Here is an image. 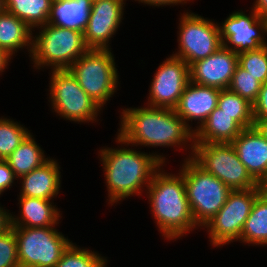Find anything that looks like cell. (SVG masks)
I'll use <instances>...</instances> for the list:
<instances>
[{
    "instance_id": "obj_21",
    "label": "cell",
    "mask_w": 267,
    "mask_h": 267,
    "mask_svg": "<svg viewBox=\"0 0 267 267\" xmlns=\"http://www.w3.org/2000/svg\"><path fill=\"white\" fill-rule=\"evenodd\" d=\"M92 8V0H53L48 24L84 33Z\"/></svg>"
},
{
    "instance_id": "obj_28",
    "label": "cell",
    "mask_w": 267,
    "mask_h": 267,
    "mask_svg": "<svg viewBox=\"0 0 267 267\" xmlns=\"http://www.w3.org/2000/svg\"><path fill=\"white\" fill-rule=\"evenodd\" d=\"M30 133L14 119L0 117V160H6Z\"/></svg>"
},
{
    "instance_id": "obj_37",
    "label": "cell",
    "mask_w": 267,
    "mask_h": 267,
    "mask_svg": "<svg viewBox=\"0 0 267 267\" xmlns=\"http://www.w3.org/2000/svg\"><path fill=\"white\" fill-rule=\"evenodd\" d=\"M254 127L267 140V118L266 119H254Z\"/></svg>"
},
{
    "instance_id": "obj_40",
    "label": "cell",
    "mask_w": 267,
    "mask_h": 267,
    "mask_svg": "<svg viewBox=\"0 0 267 267\" xmlns=\"http://www.w3.org/2000/svg\"><path fill=\"white\" fill-rule=\"evenodd\" d=\"M4 10H5V8H4V0H0V13L2 11H4Z\"/></svg>"
},
{
    "instance_id": "obj_33",
    "label": "cell",
    "mask_w": 267,
    "mask_h": 267,
    "mask_svg": "<svg viewBox=\"0 0 267 267\" xmlns=\"http://www.w3.org/2000/svg\"><path fill=\"white\" fill-rule=\"evenodd\" d=\"M253 118H267V82L262 84L257 100L253 103Z\"/></svg>"
},
{
    "instance_id": "obj_36",
    "label": "cell",
    "mask_w": 267,
    "mask_h": 267,
    "mask_svg": "<svg viewBox=\"0 0 267 267\" xmlns=\"http://www.w3.org/2000/svg\"><path fill=\"white\" fill-rule=\"evenodd\" d=\"M260 17L267 19V0H255L251 7Z\"/></svg>"
},
{
    "instance_id": "obj_23",
    "label": "cell",
    "mask_w": 267,
    "mask_h": 267,
    "mask_svg": "<svg viewBox=\"0 0 267 267\" xmlns=\"http://www.w3.org/2000/svg\"><path fill=\"white\" fill-rule=\"evenodd\" d=\"M33 136L30 132L5 160L18 179L33 169L41 167L50 159L44 155V150L37 144Z\"/></svg>"
},
{
    "instance_id": "obj_2",
    "label": "cell",
    "mask_w": 267,
    "mask_h": 267,
    "mask_svg": "<svg viewBox=\"0 0 267 267\" xmlns=\"http://www.w3.org/2000/svg\"><path fill=\"white\" fill-rule=\"evenodd\" d=\"M115 141L121 145V148L106 146L97 151L104 169L109 206L122 202L126 198L142 195L143 189L147 190L155 172L167 162L163 153L161 155L154 151L149 154L137 151L128 147L129 144L117 135Z\"/></svg>"
},
{
    "instance_id": "obj_5",
    "label": "cell",
    "mask_w": 267,
    "mask_h": 267,
    "mask_svg": "<svg viewBox=\"0 0 267 267\" xmlns=\"http://www.w3.org/2000/svg\"><path fill=\"white\" fill-rule=\"evenodd\" d=\"M180 165L186 195L195 224L201 229L224 206L232 191L217 177L205 172L191 158Z\"/></svg>"
},
{
    "instance_id": "obj_29",
    "label": "cell",
    "mask_w": 267,
    "mask_h": 267,
    "mask_svg": "<svg viewBox=\"0 0 267 267\" xmlns=\"http://www.w3.org/2000/svg\"><path fill=\"white\" fill-rule=\"evenodd\" d=\"M262 83L239 65H237L228 89L242 98L254 103L259 95Z\"/></svg>"
},
{
    "instance_id": "obj_18",
    "label": "cell",
    "mask_w": 267,
    "mask_h": 267,
    "mask_svg": "<svg viewBox=\"0 0 267 267\" xmlns=\"http://www.w3.org/2000/svg\"><path fill=\"white\" fill-rule=\"evenodd\" d=\"M60 165L56 159H49L41 167L33 169L30 173L21 176L19 196L56 199L61 188Z\"/></svg>"
},
{
    "instance_id": "obj_20",
    "label": "cell",
    "mask_w": 267,
    "mask_h": 267,
    "mask_svg": "<svg viewBox=\"0 0 267 267\" xmlns=\"http://www.w3.org/2000/svg\"><path fill=\"white\" fill-rule=\"evenodd\" d=\"M243 129L231 115L216 107L194 131V143H231Z\"/></svg>"
},
{
    "instance_id": "obj_31",
    "label": "cell",
    "mask_w": 267,
    "mask_h": 267,
    "mask_svg": "<svg viewBox=\"0 0 267 267\" xmlns=\"http://www.w3.org/2000/svg\"><path fill=\"white\" fill-rule=\"evenodd\" d=\"M0 267H20L13 227L0 234Z\"/></svg>"
},
{
    "instance_id": "obj_19",
    "label": "cell",
    "mask_w": 267,
    "mask_h": 267,
    "mask_svg": "<svg viewBox=\"0 0 267 267\" xmlns=\"http://www.w3.org/2000/svg\"><path fill=\"white\" fill-rule=\"evenodd\" d=\"M54 200L18 196L20 214L11 213V227H55L61 223L59 208L54 206ZM53 202V203H52ZM60 221V222H59Z\"/></svg>"
},
{
    "instance_id": "obj_1",
    "label": "cell",
    "mask_w": 267,
    "mask_h": 267,
    "mask_svg": "<svg viewBox=\"0 0 267 267\" xmlns=\"http://www.w3.org/2000/svg\"><path fill=\"white\" fill-rule=\"evenodd\" d=\"M144 106L121 109L117 136L131 147L135 145L136 147L185 148L190 150L188 158H191L194 149V132L175 110Z\"/></svg>"
},
{
    "instance_id": "obj_11",
    "label": "cell",
    "mask_w": 267,
    "mask_h": 267,
    "mask_svg": "<svg viewBox=\"0 0 267 267\" xmlns=\"http://www.w3.org/2000/svg\"><path fill=\"white\" fill-rule=\"evenodd\" d=\"M179 22L178 49L172 56L183 59L189 66L223 45L217 22L188 10L181 13Z\"/></svg>"
},
{
    "instance_id": "obj_17",
    "label": "cell",
    "mask_w": 267,
    "mask_h": 267,
    "mask_svg": "<svg viewBox=\"0 0 267 267\" xmlns=\"http://www.w3.org/2000/svg\"><path fill=\"white\" fill-rule=\"evenodd\" d=\"M231 144L257 183L267 175V140L254 126L243 129Z\"/></svg>"
},
{
    "instance_id": "obj_24",
    "label": "cell",
    "mask_w": 267,
    "mask_h": 267,
    "mask_svg": "<svg viewBox=\"0 0 267 267\" xmlns=\"http://www.w3.org/2000/svg\"><path fill=\"white\" fill-rule=\"evenodd\" d=\"M53 0H4L6 11L24 21L33 31L47 24Z\"/></svg>"
},
{
    "instance_id": "obj_6",
    "label": "cell",
    "mask_w": 267,
    "mask_h": 267,
    "mask_svg": "<svg viewBox=\"0 0 267 267\" xmlns=\"http://www.w3.org/2000/svg\"><path fill=\"white\" fill-rule=\"evenodd\" d=\"M111 49H88L68 68L80 87L102 109L118 90L119 71Z\"/></svg>"
},
{
    "instance_id": "obj_32",
    "label": "cell",
    "mask_w": 267,
    "mask_h": 267,
    "mask_svg": "<svg viewBox=\"0 0 267 267\" xmlns=\"http://www.w3.org/2000/svg\"><path fill=\"white\" fill-rule=\"evenodd\" d=\"M15 180L18 182V178L9 164L5 160H0V194L2 195L4 191L11 189Z\"/></svg>"
},
{
    "instance_id": "obj_13",
    "label": "cell",
    "mask_w": 267,
    "mask_h": 267,
    "mask_svg": "<svg viewBox=\"0 0 267 267\" xmlns=\"http://www.w3.org/2000/svg\"><path fill=\"white\" fill-rule=\"evenodd\" d=\"M161 63L152 78L146 104L174 109L190 81L189 65L172 55Z\"/></svg>"
},
{
    "instance_id": "obj_26",
    "label": "cell",
    "mask_w": 267,
    "mask_h": 267,
    "mask_svg": "<svg viewBox=\"0 0 267 267\" xmlns=\"http://www.w3.org/2000/svg\"><path fill=\"white\" fill-rule=\"evenodd\" d=\"M217 107L231 115L244 129L254 126L253 104L237 93L229 89H222Z\"/></svg>"
},
{
    "instance_id": "obj_12",
    "label": "cell",
    "mask_w": 267,
    "mask_h": 267,
    "mask_svg": "<svg viewBox=\"0 0 267 267\" xmlns=\"http://www.w3.org/2000/svg\"><path fill=\"white\" fill-rule=\"evenodd\" d=\"M246 11H234L218 23L223 46L237 54L267 46V19L252 8L248 14Z\"/></svg>"
},
{
    "instance_id": "obj_7",
    "label": "cell",
    "mask_w": 267,
    "mask_h": 267,
    "mask_svg": "<svg viewBox=\"0 0 267 267\" xmlns=\"http://www.w3.org/2000/svg\"><path fill=\"white\" fill-rule=\"evenodd\" d=\"M50 74L48 101L56 116L78 124L95 123L103 109L80 87L71 72L51 70Z\"/></svg>"
},
{
    "instance_id": "obj_3",
    "label": "cell",
    "mask_w": 267,
    "mask_h": 267,
    "mask_svg": "<svg viewBox=\"0 0 267 267\" xmlns=\"http://www.w3.org/2000/svg\"><path fill=\"white\" fill-rule=\"evenodd\" d=\"M163 164L153 175L144 192L150 204L156 227L164 239H180L199 229L189 207L183 174L165 172ZM197 228V229H196Z\"/></svg>"
},
{
    "instance_id": "obj_38",
    "label": "cell",
    "mask_w": 267,
    "mask_h": 267,
    "mask_svg": "<svg viewBox=\"0 0 267 267\" xmlns=\"http://www.w3.org/2000/svg\"><path fill=\"white\" fill-rule=\"evenodd\" d=\"M10 60H12V57L0 48V74L5 72V69H8L7 66L11 62Z\"/></svg>"
},
{
    "instance_id": "obj_15",
    "label": "cell",
    "mask_w": 267,
    "mask_h": 267,
    "mask_svg": "<svg viewBox=\"0 0 267 267\" xmlns=\"http://www.w3.org/2000/svg\"><path fill=\"white\" fill-rule=\"evenodd\" d=\"M238 65V54L223 45L210 56L189 66L190 81L218 89H228Z\"/></svg>"
},
{
    "instance_id": "obj_35",
    "label": "cell",
    "mask_w": 267,
    "mask_h": 267,
    "mask_svg": "<svg viewBox=\"0 0 267 267\" xmlns=\"http://www.w3.org/2000/svg\"><path fill=\"white\" fill-rule=\"evenodd\" d=\"M0 204V234L11 227V212Z\"/></svg>"
},
{
    "instance_id": "obj_25",
    "label": "cell",
    "mask_w": 267,
    "mask_h": 267,
    "mask_svg": "<svg viewBox=\"0 0 267 267\" xmlns=\"http://www.w3.org/2000/svg\"><path fill=\"white\" fill-rule=\"evenodd\" d=\"M239 242L248 246H267V200L261 195L253 204Z\"/></svg>"
},
{
    "instance_id": "obj_10",
    "label": "cell",
    "mask_w": 267,
    "mask_h": 267,
    "mask_svg": "<svg viewBox=\"0 0 267 267\" xmlns=\"http://www.w3.org/2000/svg\"><path fill=\"white\" fill-rule=\"evenodd\" d=\"M258 186L247 190H232L224 206L203 227L207 229L213 247H223L239 241L245 222L259 196Z\"/></svg>"
},
{
    "instance_id": "obj_4",
    "label": "cell",
    "mask_w": 267,
    "mask_h": 267,
    "mask_svg": "<svg viewBox=\"0 0 267 267\" xmlns=\"http://www.w3.org/2000/svg\"><path fill=\"white\" fill-rule=\"evenodd\" d=\"M39 29V30H38ZM33 32L31 61L35 69H68L89 48L80 31L45 24Z\"/></svg>"
},
{
    "instance_id": "obj_8",
    "label": "cell",
    "mask_w": 267,
    "mask_h": 267,
    "mask_svg": "<svg viewBox=\"0 0 267 267\" xmlns=\"http://www.w3.org/2000/svg\"><path fill=\"white\" fill-rule=\"evenodd\" d=\"M191 159L231 190L257 187V182L241 163L231 143H194Z\"/></svg>"
},
{
    "instance_id": "obj_34",
    "label": "cell",
    "mask_w": 267,
    "mask_h": 267,
    "mask_svg": "<svg viewBox=\"0 0 267 267\" xmlns=\"http://www.w3.org/2000/svg\"><path fill=\"white\" fill-rule=\"evenodd\" d=\"M138 1V3L147 4L149 6H155V7H163V6H175V5H185L188 1L191 0H135ZM194 1V0H192Z\"/></svg>"
},
{
    "instance_id": "obj_16",
    "label": "cell",
    "mask_w": 267,
    "mask_h": 267,
    "mask_svg": "<svg viewBox=\"0 0 267 267\" xmlns=\"http://www.w3.org/2000/svg\"><path fill=\"white\" fill-rule=\"evenodd\" d=\"M221 89L202 86L191 81L186 85L178 105L174 108L177 115L194 132L217 107ZM197 120L198 125L192 128L189 122Z\"/></svg>"
},
{
    "instance_id": "obj_14",
    "label": "cell",
    "mask_w": 267,
    "mask_h": 267,
    "mask_svg": "<svg viewBox=\"0 0 267 267\" xmlns=\"http://www.w3.org/2000/svg\"><path fill=\"white\" fill-rule=\"evenodd\" d=\"M126 0H98L92 2L84 41L89 49H111L113 38L124 19Z\"/></svg>"
},
{
    "instance_id": "obj_30",
    "label": "cell",
    "mask_w": 267,
    "mask_h": 267,
    "mask_svg": "<svg viewBox=\"0 0 267 267\" xmlns=\"http://www.w3.org/2000/svg\"><path fill=\"white\" fill-rule=\"evenodd\" d=\"M238 65L256 77L262 84L267 82V46L238 54Z\"/></svg>"
},
{
    "instance_id": "obj_22",
    "label": "cell",
    "mask_w": 267,
    "mask_h": 267,
    "mask_svg": "<svg viewBox=\"0 0 267 267\" xmlns=\"http://www.w3.org/2000/svg\"><path fill=\"white\" fill-rule=\"evenodd\" d=\"M32 39L33 30L24 21L6 10L0 13V48L9 56L26 48L31 57Z\"/></svg>"
},
{
    "instance_id": "obj_27",
    "label": "cell",
    "mask_w": 267,
    "mask_h": 267,
    "mask_svg": "<svg viewBox=\"0 0 267 267\" xmlns=\"http://www.w3.org/2000/svg\"><path fill=\"white\" fill-rule=\"evenodd\" d=\"M98 252L71 243L55 267H107L108 260Z\"/></svg>"
},
{
    "instance_id": "obj_39",
    "label": "cell",
    "mask_w": 267,
    "mask_h": 267,
    "mask_svg": "<svg viewBox=\"0 0 267 267\" xmlns=\"http://www.w3.org/2000/svg\"><path fill=\"white\" fill-rule=\"evenodd\" d=\"M259 194L267 200V175L257 183Z\"/></svg>"
},
{
    "instance_id": "obj_9",
    "label": "cell",
    "mask_w": 267,
    "mask_h": 267,
    "mask_svg": "<svg viewBox=\"0 0 267 267\" xmlns=\"http://www.w3.org/2000/svg\"><path fill=\"white\" fill-rule=\"evenodd\" d=\"M20 267H55L72 243L55 227H13Z\"/></svg>"
}]
</instances>
